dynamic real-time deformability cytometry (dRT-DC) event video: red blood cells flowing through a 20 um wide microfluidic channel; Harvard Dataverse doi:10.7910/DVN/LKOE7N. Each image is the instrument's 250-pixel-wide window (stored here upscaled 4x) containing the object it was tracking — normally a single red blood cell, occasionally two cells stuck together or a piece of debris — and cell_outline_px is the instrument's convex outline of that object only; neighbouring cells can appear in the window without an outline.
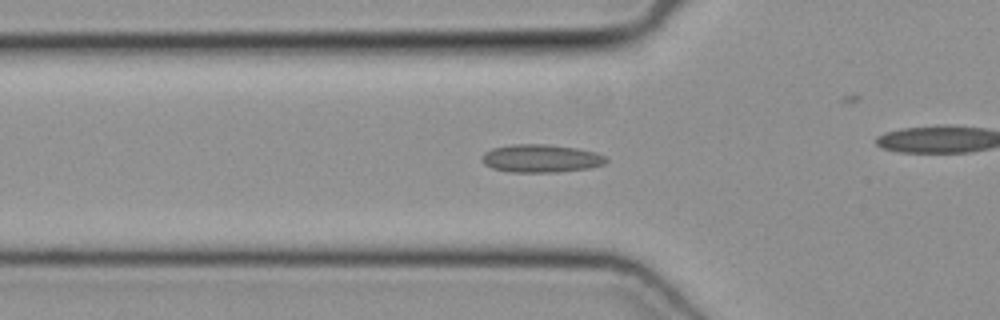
{"species": "common noctule bat (a hibernating species)", "species_latin": "Nyctalus noctula", "temperature_condition": "cold", "stored_images_in_passage": 35, "camera_frame_rate_fps": 3000, "um_per_image_px": 0.085, "animal": {"sex": "female", "body_mass_g": 19.3, "forearm_length_mm": 54.1}, "frame": {"image": 1, "passage_image": 12, "time_ms": 3.667, "image_size_px": [1000, 320], "cell_outline_px": [[608, 160], [604, 164], [588, 168], [556, 172], [508, 172], [492, 168], [484, 164], [480, 160], [484, 152], [492, 148], [512, 144], [544, 144], [576, 148], [596, 152], [604, 156]], "centroid_in_image_um": [45.94, 13.46], "position_along_channel_um": 79.9, "area_um2": 20.29}}
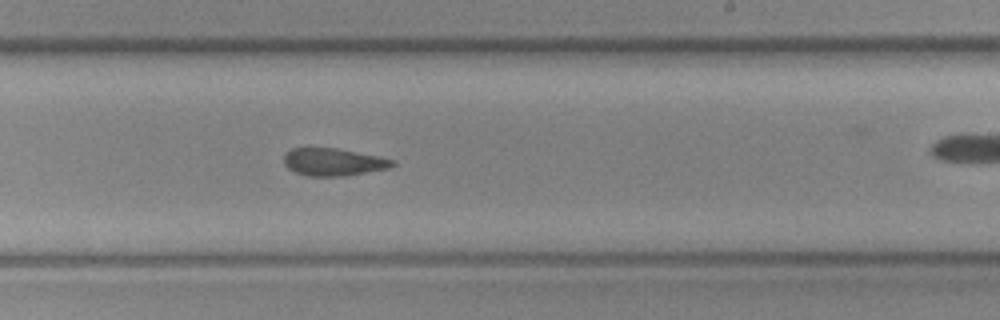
{"frame": {"image": 2, "passage_image": 25, "time_ms": 8.0, "image_size_px": [1000, 320], "cell_outline_px": [[396, 164], [388, 168], [348, 176], [308, 176], [296, 172], [288, 168], [284, 164], [284, 156], [292, 148], [336, 148], [380, 156], [396, 160]], "centroid_in_image_um": [28.38, 13.77], "position_along_channel_um": 260.6, "area_um2": 17.46}}
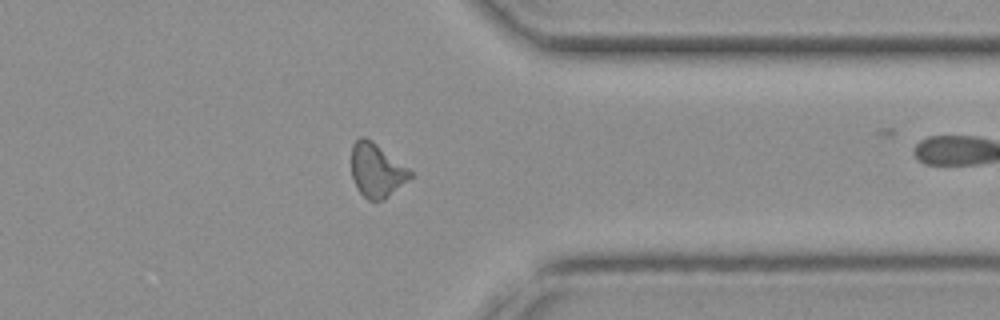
{"frame": {"image": 3, "passage_image": 34, "time_ms": 11.0, "image_size_px": [1000, 320], "cell_outline_px": [[412, 176], [408, 180], [384, 200], [368, 200], [360, 192], [352, 176], [352, 144], [360, 136], [364, 136], [372, 140], [408, 168], [412, 172]], "centroid_in_image_um": [32.01, 14.46], "position_along_channel_um": 379.4, "area_um2": 18.21}}